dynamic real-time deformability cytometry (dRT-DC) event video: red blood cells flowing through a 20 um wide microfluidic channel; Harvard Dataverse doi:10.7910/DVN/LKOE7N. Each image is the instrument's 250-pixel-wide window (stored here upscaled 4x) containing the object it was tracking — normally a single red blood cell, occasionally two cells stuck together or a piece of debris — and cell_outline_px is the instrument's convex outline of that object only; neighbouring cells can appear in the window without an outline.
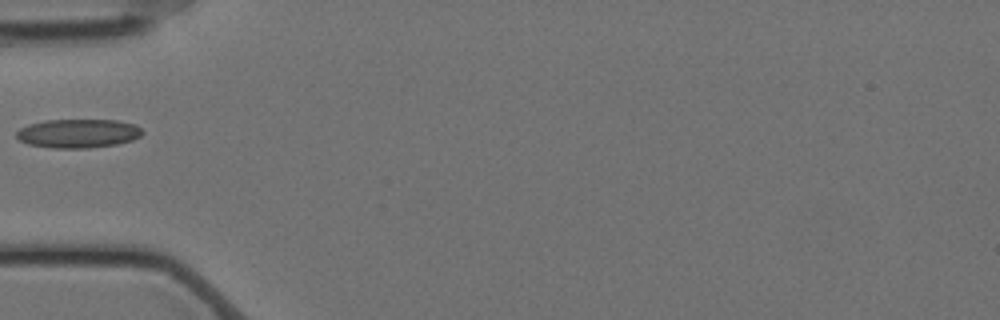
{"species": "Egyptian fruit bat (a non-hibernating species)", "species_latin": "Rousettus aegyptiacus", "temperature_condition": "cold", "stored_images_in_passage": 39, "camera_frame_rate_fps": 3000, "um_per_image_px": 0.085, "animal": {"sex": "female"}, "frame": {"image": 1, "passage_image": 1, "time_ms": 0.0, "image_size_px": [1000, 320], "cell_outline_px": [[144, 132], [140, 136], [132, 140], [116, 144], [88, 148], [52, 148], [28, 144], [20, 140], [16, 136], [16, 132], [20, 128], [28, 124], [44, 120], [116, 120], [132, 124], [140, 128]], "centroid_in_image_um": [6.61, 11.34], "position_along_channel_um": 78.4, "area_um2": 21.1}}
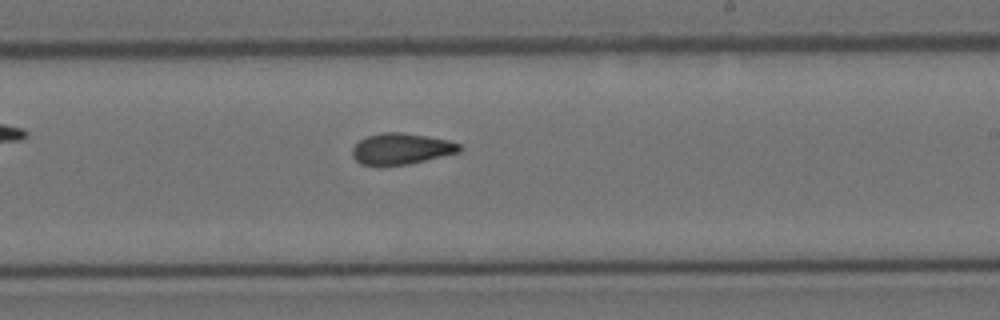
{"frame": {"image": 2, "passage_image": 16, "time_ms": 5.0, "image_size_px": [1000, 320], "cell_outline_px": [[464, 148], [460, 152], [408, 164], [380, 168], [376, 168], [360, 164], [352, 156], [352, 148], [360, 140], [368, 136], [380, 132], [400, 132], [448, 140], [460, 144]], "centroid_in_image_um": [34.06, 12.69], "position_along_channel_um": 254.9, "area_um2": 19.88}}
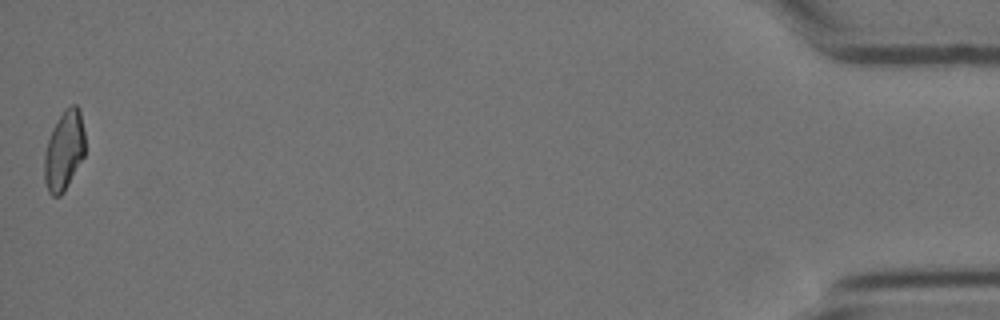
{"frame": {"image": 3, "passage_image": 39, "time_ms": 12.667, "image_size_px": [1000, 320], "cell_outline_px": [[84, 156], [64, 192], [60, 196], [52, 196], [48, 192], [44, 180], [44, 152], [52, 128], [64, 108], [72, 104], [76, 104], [80, 108], [84, 128]], "centroid_in_image_um": [5.44, 12.77], "position_along_channel_um": 429.8, "area_um2": 19.13}}